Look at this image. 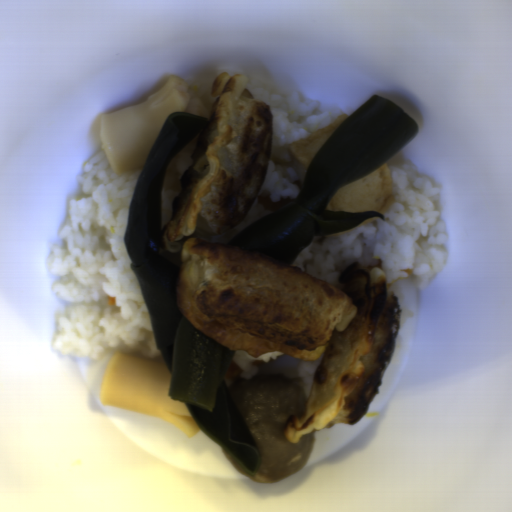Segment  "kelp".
<instances>
[{"label":"kelp","instance_id":"kelp-1","mask_svg":"<svg viewBox=\"0 0 512 512\" xmlns=\"http://www.w3.org/2000/svg\"><path fill=\"white\" fill-rule=\"evenodd\" d=\"M208 121L186 111L170 114L165 120L138 176L123 244L170 376L168 395L184 403L199 429L254 477L261 463L257 444L225 382L238 350H228L180 312L177 294L182 253H169L160 244L161 189L166 170L196 136L203 134Z\"/></svg>","mask_w":512,"mask_h":512},{"label":"kelp","instance_id":"kelp-2","mask_svg":"<svg viewBox=\"0 0 512 512\" xmlns=\"http://www.w3.org/2000/svg\"><path fill=\"white\" fill-rule=\"evenodd\" d=\"M417 122L392 100L373 94L342 121L312 159L296 199L245 227L227 246L291 267L313 238L349 231L379 211L327 209L339 188L380 168L417 136Z\"/></svg>","mask_w":512,"mask_h":512}]
</instances>
